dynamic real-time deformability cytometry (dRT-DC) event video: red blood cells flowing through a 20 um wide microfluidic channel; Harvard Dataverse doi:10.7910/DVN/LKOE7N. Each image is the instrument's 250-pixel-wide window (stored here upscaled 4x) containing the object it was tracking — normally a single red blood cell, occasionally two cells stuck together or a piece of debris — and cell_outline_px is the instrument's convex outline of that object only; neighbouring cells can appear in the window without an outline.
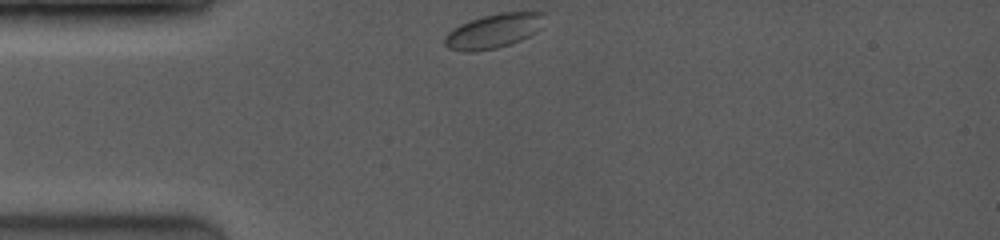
{"species": "common noctule bat (a hibernating species)", "species_latin": "Nyctalus noctula", "temperature_condition": "room temperature", "stored_images_in_passage": 41, "camera_frame_rate_fps": 3500, "um_per_image_px": 0.085, "animal": {"sex": "female", "body_mass_g": 19.0, "forearm_length_mm": 53.3}, "frame": {"image": 1, "passage_image": 1, "time_ms": 0.0, "image_size_px": [1000, 240], "cell_outline_px": [[544, 16], [540, 28], [536, 32], [520, 40], [496, 48], [472, 52], [464, 52], [448, 48], [444, 44], [444, 36], [448, 32], [460, 24], [484, 16], [500, 12], [544, 12]], "centroid_in_image_um": [41.93, 2.64], "position_along_channel_um": 43.1, "area_um2": 19.77}}
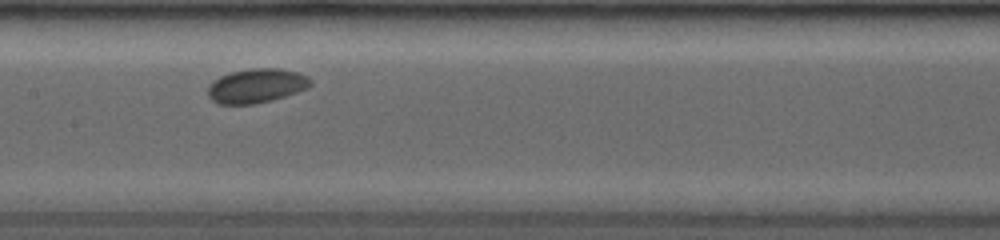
{"frame": {"image": 2, "passage_image": 17, "time_ms": 4.286, "image_size_px": [1000, 240], "cell_outline_px": [[312, 84], [308, 88], [272, 100], [252, 104], [220, 104], [212, 100], [208, 96], [208, 88], [212, 80], [228, 72], [248, 68], [280, 68], [296, 72], [308, 76], [312, 80]], "centroid_in_image_um": [21.79, 7.27], "position_along_channel_um": 185.6, "area_um2": 20.63}}
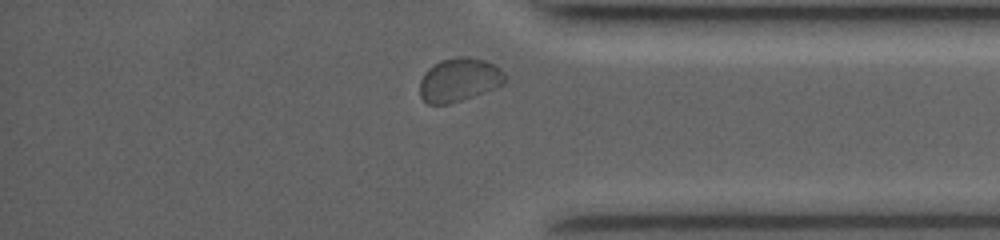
{"frame": {"image": 3, "passage_image": 38, "time_ms": 9.714, "image_size_px": [1000, 240], "cell_outline_px": [[508, 80], [504, 84], [484, 92], [452, 104], [428, 104], [420, 96], [420, 80], [424, 72], [428, 68], [440, 60], [456, 56], [468, 56], [484, 60], [500, 68], [504, 72]], "centroid_in_image_um": [39.03, 6.78], "position_along_channel_um": 396.2, "area_um2": 21.91}, "authors_computed_cell_mechanics": {"area_um2": 19.9988, "velocity_mm_per_s": 3.8765, "shape_relaxation_time_tau1_ms": 2.8015, "shape_relaxation_time_tau2_ms": null, "deformation_change_tau1": 0.0617, "deformation_change_tau2": null}}